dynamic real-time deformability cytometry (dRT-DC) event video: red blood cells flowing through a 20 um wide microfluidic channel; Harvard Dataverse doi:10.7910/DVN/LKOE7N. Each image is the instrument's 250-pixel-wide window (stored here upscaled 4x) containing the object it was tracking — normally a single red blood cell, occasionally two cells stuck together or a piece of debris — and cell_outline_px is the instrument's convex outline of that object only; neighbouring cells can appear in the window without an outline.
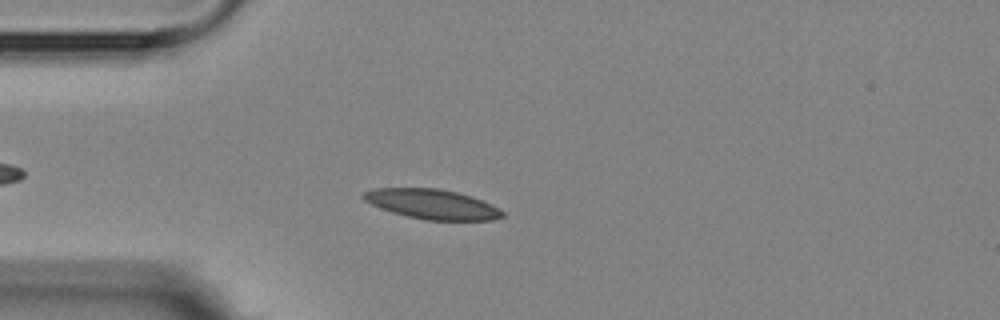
{"species": "Egyptian fruit bat (a non-hibernating species)", "species_latin": "Rousettus aegyptiacus", "temperature_condition": "room temperature", "stored_images_in_passage": 4, "camera_frame_rate_fps": 3000, "um_per_image_px": 0.085, "animal": {"sex": "female"}, "frame": {"image": 1, "passage_image": 3, "time_ms": 3.0, "image_size_px": [1000, 320], "cell_outline_px": [[504, 216], [492, 220], [424, 220], [392, 212], [380, 208], [364, 200], [360, 196], [364, 192], [372, 188], [436, 188], [456, 192], [472, 196], [492, 204], [504, 212]], "centroid_in_image_um": [36.72, 17.35], "position_along_channel_um": 48.3, "area_um2": 24.1}}